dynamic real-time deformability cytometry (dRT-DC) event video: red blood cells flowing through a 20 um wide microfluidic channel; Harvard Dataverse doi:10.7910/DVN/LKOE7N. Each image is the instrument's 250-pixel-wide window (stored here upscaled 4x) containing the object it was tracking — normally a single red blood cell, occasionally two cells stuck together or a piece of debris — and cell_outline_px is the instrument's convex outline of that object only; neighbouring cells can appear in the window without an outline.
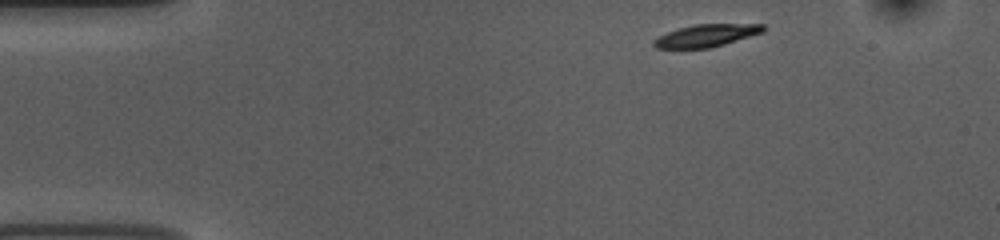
{"species": "common noctule bat (a hibernating species)", "species_latin": "Nyctalus noctula", "temperature_condition": "room temperature", "stored_images_in_passage": 47, "camera_frame_rate_fps": 3000, "um_per_image_px": 0.085, "animal": {"sex": "female", "body_mass_g": 10.0, "forearm_length_mm": 53.1}, "frame": {"image": 1, "passage_image": 1, "time_ms": 0.0, "image_size_px": [1000, 240], "cell_outline_px": [[768, 28], [764, 32], [712, 48], [656, 48], [652, 44], [652, 40], [668, 32], [680, 28], [696, 24], [764, 24]], "centroid_in_image_um": [60.09, 3.02], "position_along_channel_um": 24.9, "area_um2": 14.33}}
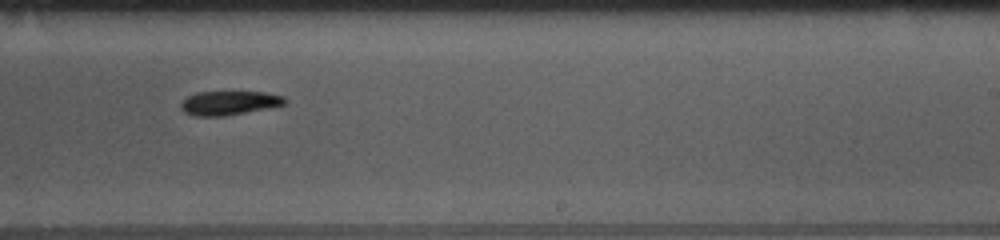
{"frame": {"image": 2, "passage_image": 26, "time_ms": 8.333, "image_size_px": [1000, 240], "cell_outline_px": [[288, 100], [284, 104], [224, 116], [196, 116], [184, 112], [180, 108], [180, 104], [188, 96], [196, 92], [264, 92], [284, 96]], "centroid_in_image_um": [19.44, 8.74], "position_along_channel_um": 269.6, "area_um2": 14.33}}
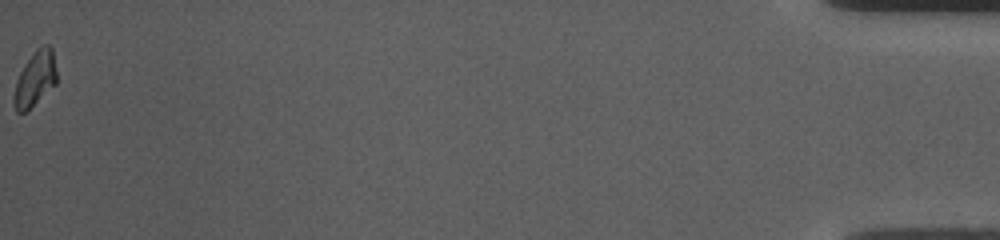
{"frame": {"image": 3, "passage_image": 47, "time_ms": 15.333, "image_size_px": [1000, 240], "cell_outline_px": [[56, 84], [24, 112], [16, 112], [12, 104], [12, 96], [16, 80], [24, 64], [36, 48], [44, 44], [48, 44], [52, 48], [56, 72]], "centroid_in_image_um": [2.95, 6.68], "position_along_channel_um": 432.3, "area_um2": 13.7}, "authors_computed_cell_mechanics": {"area_um2": 15.0858, "velocity_mm_per_s": 3.7285, "shape_relaxation_time_tau1_ms": 1.5168, "shape_relaxation_time_tau2_ms": null, "deformation_change_tau1": 0.1098, "deformation_change_tau2": null}}